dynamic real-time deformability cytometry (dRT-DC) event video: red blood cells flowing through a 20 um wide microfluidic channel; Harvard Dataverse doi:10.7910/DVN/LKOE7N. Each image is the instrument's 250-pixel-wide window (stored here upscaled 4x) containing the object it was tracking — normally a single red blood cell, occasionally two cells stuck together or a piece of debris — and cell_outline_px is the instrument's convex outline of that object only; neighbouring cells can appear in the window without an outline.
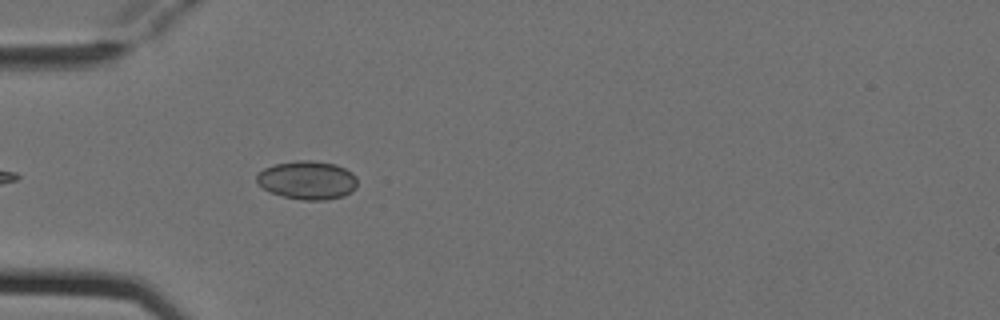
{"species": "Egyptian fruit bat (a non-hibernating species)", "species_latin": "Rousettus aegyptiacus", "temperature_condition": "cold", "stored_images_in_passage": 2, "camera_frame_rate_fps": 3000, "um_per_image_px": 0.085, "animal": {"sex": "female"}, "frame": {"image": 1, "passage_image": 2, "time_ms": 0.333, "image_size_px": [1000, 320], "cell_outline_px": [[356, 188], [352, 192], [344, 196], [328, 200], [304, 200], [284, 196], [272, 192], [264, 188], [256, 180], [256, 176], [264, 168], [276, 164], [296, 160], [312, 160], [336, 164], [352, 172], [356, 176]], "centroid_in_image_um": [26.17, 15.31], "position_along_channel_um": 58.8, "area_um2": 22.54}}